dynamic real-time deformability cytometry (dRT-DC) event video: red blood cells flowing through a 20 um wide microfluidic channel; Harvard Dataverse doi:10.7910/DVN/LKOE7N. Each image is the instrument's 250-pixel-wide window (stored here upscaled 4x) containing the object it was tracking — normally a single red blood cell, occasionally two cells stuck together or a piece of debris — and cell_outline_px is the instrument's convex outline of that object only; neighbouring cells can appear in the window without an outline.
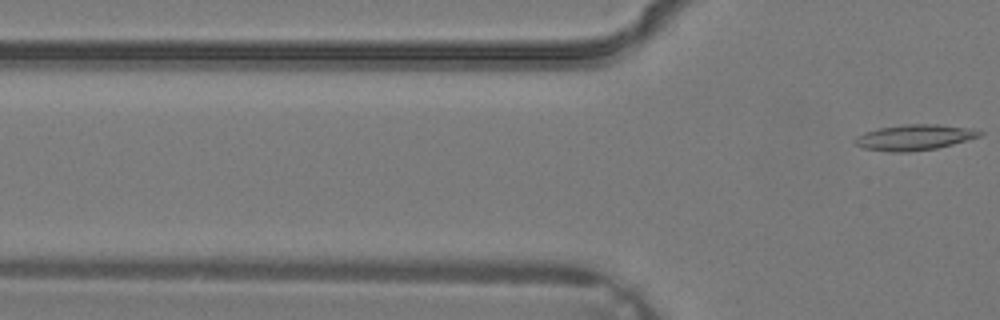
{"species": "common noctule bat (a hibernating species)", "species_latin": "Nyctalus noctula", "temperature_condition": "warm", "stored_images_in_passage": 3, "camera_frame_rate_fps": 3000, "um_per_image_px": 0.085, "animal": {"sex": "male", "body_mass_g": 19.2, "forearm_length_mm": 51.8}, "frame": {"image": 1, "passage_image": 3, "time_ms": 0.667, "image_size_px": [1000, 320], "cell_outline_px": [[984, 136], [936, 148], [912, 152], [892, 152], [864, 148], [856, 144], [852, 140], [856, 136], [864, 132], [876, 128], [904, 124], [936, 124], [976, 128], [984, 132]], "centroid_in_image_um": [77.77, 11.66], "position_along_channel_um": 48.0, "area_um2": 19.02}}